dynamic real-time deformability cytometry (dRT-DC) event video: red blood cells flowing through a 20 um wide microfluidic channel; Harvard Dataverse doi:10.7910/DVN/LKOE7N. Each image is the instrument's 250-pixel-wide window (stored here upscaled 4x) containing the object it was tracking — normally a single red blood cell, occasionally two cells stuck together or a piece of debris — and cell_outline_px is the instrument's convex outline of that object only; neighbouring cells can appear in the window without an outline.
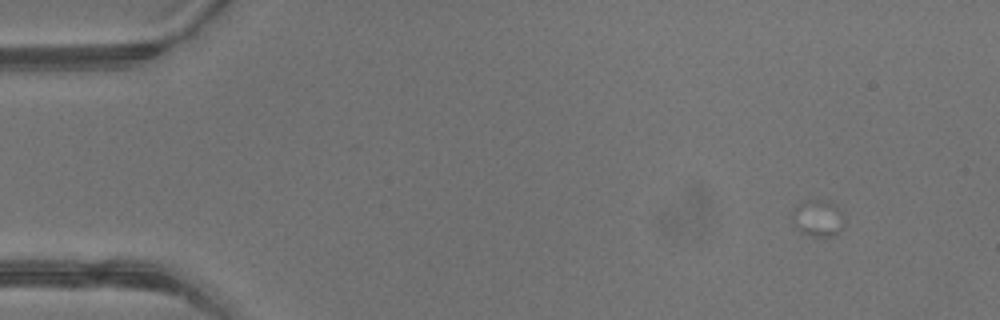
{"species": "common noctule bat (a hibernating species)", "species_latin": "Nyctalus noctula", "temperature_condition": "warm", "stored_images_in_passage": 2, "camera_frame_rate_fps": 3000, "um_per_image_px": 0.085, "animal": {"sex": "male", "body_mass_g": 13.3}, "frame": {"image": 1, "passage_image": 1, "time_ms": 0.0, "image_size_px": [1000, 320], "cell_outline_px": [[844, 228], [836, 236], [824, 240], [812, 236], [796, 228], [792, 220], [792, 208], [804, 200], [828, 200], [836, 204], [844, 216]], "centroid_in_image_um": [69.57, 18.58], "position_along_channel_um": 15.4, "area_um2": 11.79}}